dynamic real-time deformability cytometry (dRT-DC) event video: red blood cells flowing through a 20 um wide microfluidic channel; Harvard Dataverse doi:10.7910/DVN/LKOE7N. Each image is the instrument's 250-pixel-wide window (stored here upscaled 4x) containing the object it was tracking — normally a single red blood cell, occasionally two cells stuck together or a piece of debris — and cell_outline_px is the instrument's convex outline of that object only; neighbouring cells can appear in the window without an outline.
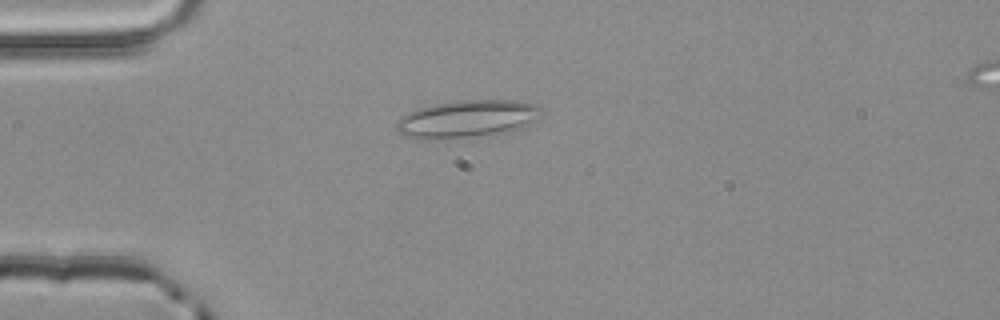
{"species": "common noctule bat (a hibernating species)", "species_latin": "Nyctalus noctula", "temperature_condition": "room temperature", "stored_images_in_passage": 2, "camera_frame_rate_fps": 3000, "um_per_image_px": 0.085, "animal": {"sex": "male", "body_mass_g": 20.4}, "frame": {"image": 1, "passage_image": 1, "time_ms": 0.0, "image_size_px": [1000, 320], "cell_outline_px": [[544, 112], [524, 128], [512, 132], [472, 136], [428, 140], [416, 140], [404, 136], [396, 132], [396, 120], [400, 116], [416, 108], [456, 100], [516, 100], [536, 104]], "centroid_in_image_um": [39.67, 10.11], "position_along_channel_um": 45.3, "area_um2": 32.31}}